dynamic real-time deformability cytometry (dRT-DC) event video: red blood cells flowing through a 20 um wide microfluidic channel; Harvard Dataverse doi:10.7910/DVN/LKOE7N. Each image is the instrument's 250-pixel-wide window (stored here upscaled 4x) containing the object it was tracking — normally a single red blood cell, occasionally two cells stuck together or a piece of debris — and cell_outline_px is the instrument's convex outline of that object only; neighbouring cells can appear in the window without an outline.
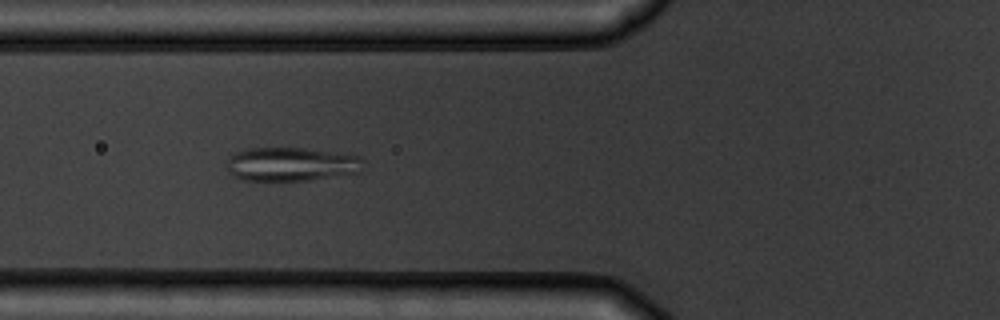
{"species": "common noctule bat (a hibernating species)", "species_latin": "Nyctalus noctula", "temperature_condition": "warm", "stored_images_in_passage": 7, "camera_frame_rate_fps": 3000, "um_per_image_px": 0.085, "animal": {"sex": "male", "body_mass_g": 19.5, "forearm_length_mm": 54.6}, "frame": {"image": 1, "passage_image": 3, "time_ms": 2.0, "image_size_px": [1000, 320], "cell_outline_px": [[364, 160], [360, 172], [312, 180], [244, 180], [228, 172], [224, 164], [228, 156], [236, 152], [248, 148], [304, 148], [360, 156]], "centroid_in_image_um": [24.72, 13.95], "position_along_channel_um": 101.1, "area_um2": 26.99}}
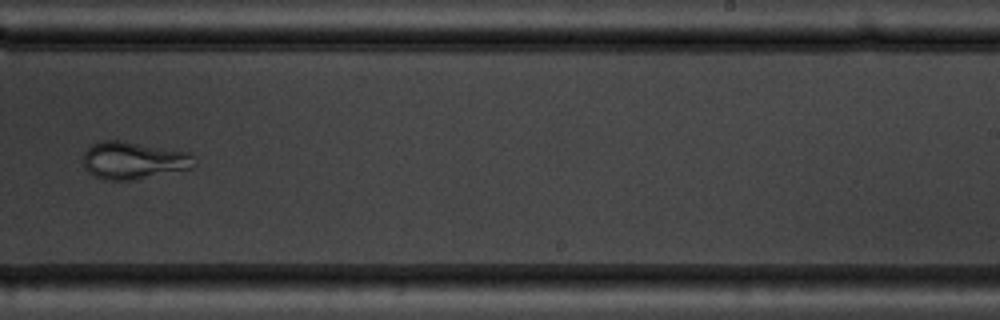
{"frame": {"image": 2, "passage_image": 7, "time_ms": 6.667, "image_size_px": [1000, 320], "cell_outline_px": [[196, 168], [132, 180], [104, 180], [92, 176], [84, 168], [84, 152], [92, 144], [104, 140], [120, 140], [192, 152], [196, 156]], "centroid_in_image_um": [11.41, 13.64], "position_along_channel_um": 277.6, "area_um2": 24.8}}